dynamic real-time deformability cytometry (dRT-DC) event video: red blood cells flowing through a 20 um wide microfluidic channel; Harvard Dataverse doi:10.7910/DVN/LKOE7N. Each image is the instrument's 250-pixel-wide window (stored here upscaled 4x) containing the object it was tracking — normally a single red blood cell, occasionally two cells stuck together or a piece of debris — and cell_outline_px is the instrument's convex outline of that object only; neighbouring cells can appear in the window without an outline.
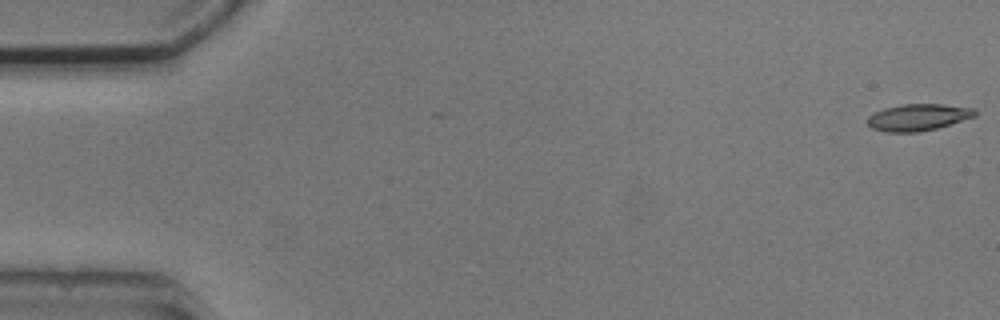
{"species": "common noctule bat (a hibernating species)", "species_latin": "Nyctalus noctula", "temperature_condition": "cold", "stored_images_in_passage": 4, "camera_frame_rate_fps": 3000, "um_per_image_px": 0.085, "animal": {"sex": "male", "body_mass_g": 20.5, "forearm_length_mm": 52.5}, "frame": {"image": 1, "passage_image": 1, "time_ms": 0.0, "image_size_px": [1000, 320], "cell_outline_px": [[976, 116], [936, 128], [916, 132], [884, 132], [872, 128], [868, 124], [868, 116], [884, 108], [900, 104], [944, 104], [976, 108]], "centroid_in_image_um": [78.05, 9.96], "position_along_channel_um": 7.0, "area_um2": 16.7}}
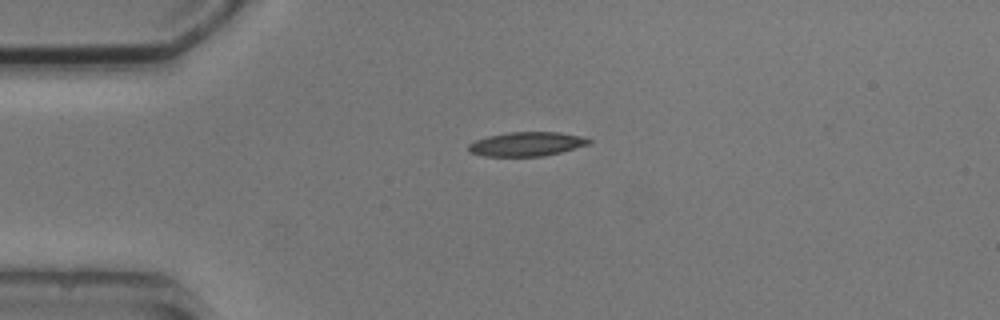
{"frame": {"image": 2, "passage_image": 4, "time_ms": 4.0, "image_size_px": [1000, 320], "cell_outline_px": [[592, 140], [588, 144], [560, 152], [544, 156], [484, 156], [468, 152], [468, 144], [476, 140], [488, 136], [508, 132], [560, 132], [580, 136]], "centroid_in_image_um": [44.72, 12.24], "position_along_channel_um": 40.3, "area_um2": 16.82}}